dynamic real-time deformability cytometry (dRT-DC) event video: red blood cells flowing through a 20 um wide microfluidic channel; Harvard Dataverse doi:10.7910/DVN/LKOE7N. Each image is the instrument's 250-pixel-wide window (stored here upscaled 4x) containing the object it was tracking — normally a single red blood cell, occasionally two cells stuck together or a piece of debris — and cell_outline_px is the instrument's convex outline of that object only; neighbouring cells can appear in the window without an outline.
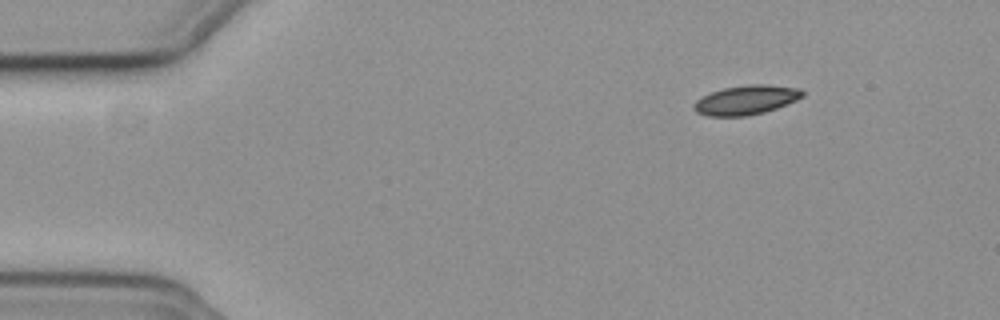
{"species": "common noctule bat (a hibernating species)", "species_latin": "Nyctalus noctula", "temperature_condition": "cold", "stored_images_in_passage": 49, "camera_frame_rate_fps": 3000, "um_per_image_px": 0.085, "animal": {"sex": "female", "body_mass_g": 19.3, "forearm_length_mm": 54.1}, "frame": {"image": 1, "passage_image": 1, "time_ms": 0.0, "image_size_px": [1000, 320], "cell_outline_px": [[804, 96], [796, 100], [776, 108], [764, 112], [748, 116], [708, 116], [696, 112], [692, 108], [692, 104], [696, 100], [712, 92], [724, 88], [748, 84], [768, 84], [800, 88], [804, 92]], "centroid_in_image_um": [63.42, 8.5], "position_along_channel_um": 21.6, "area_um2": 18.61}}
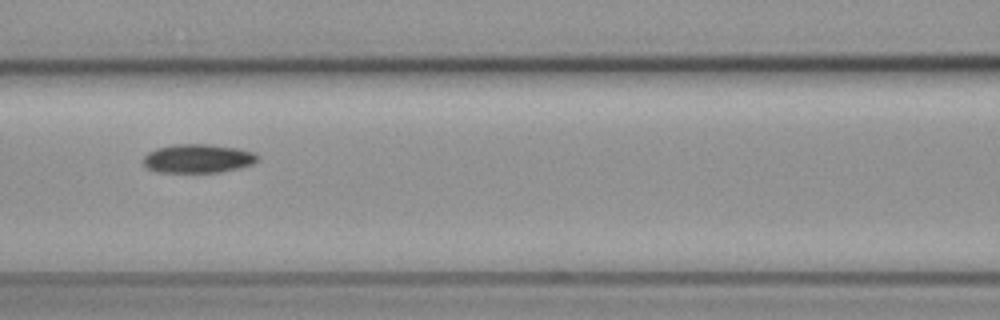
{"frame": {"image": 2, "passage_image": 18, "time_ms": 5.667, "image_size_px": [1000, 320], "cell_outline_px": [[260, 156], [252, 164], [240, 168], [220, 172], [156, 172], [148, 168], [144, 164], [144, 156], [148, 152], [156, 148], [172, 144], [208, 144], [240, 148], [252, 152]], "centroid_in_image_um": [16.82, 13.46], "position_along_channel_um": 149.8, "area_um2": 19.25}}
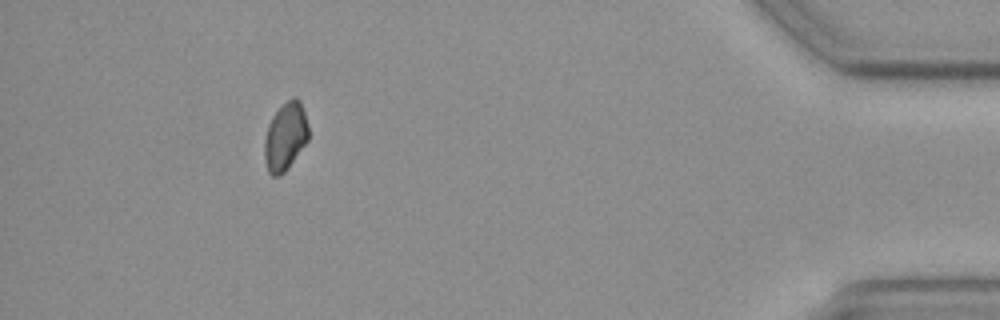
{"frame": {"image": 3, "passage_image": 44, "time_ms": 14.333, "image_size_px": [1000, 320], "cell_outline_px": [[308, 140], [288, 168], [280, 176], [272, 176], [268, 172], [264, 160], [264, 140], [268, 124], [272, 116], [292, 96], [296, 96], [300, 100], [308, 124]], "centroid_in_image_um": [24.24, 11.62], "position_along_channel_um": 411.0, "area_um2": 17.51}, "authors_computed_cell_mechanics": {"area_um2": 18.5538, "velocity_mm_per_s": 3.7515, "shape_relaxation_time_tau1_ms": 3.9024, "shape_relaxation_time_tau2_ms": null, "deformation_change_tau1": 0.089, "deformation_change_tau2": null}}